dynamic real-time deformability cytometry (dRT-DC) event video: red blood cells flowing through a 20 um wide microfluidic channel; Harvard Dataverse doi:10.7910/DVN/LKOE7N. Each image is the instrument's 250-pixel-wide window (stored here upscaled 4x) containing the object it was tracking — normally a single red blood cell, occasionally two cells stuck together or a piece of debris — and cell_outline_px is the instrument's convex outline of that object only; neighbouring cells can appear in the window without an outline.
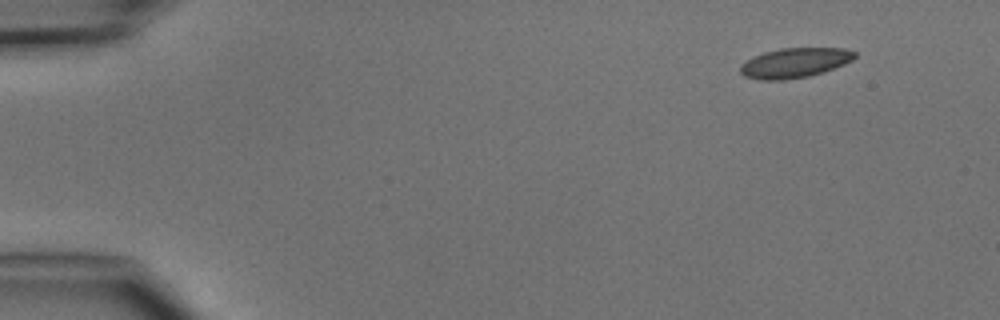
{"species": "common noctule bat (a hibernating species)", "species_latin": "Nyctalus noctula", "temperature_condition": "cold", "stored_images_in_passage": 4, "camera_frame_rate_fps": 3000, "um_per_image_px": 0.085, "animal": {"sex": "male", "body_mass_g": 15.6}, "frame": {"image": 1, "passage_image": 4, "time_ms": 3.667, "image_size_px": [1000, 320], "cell_outline_px": [[856, 56], [852, 60], [844, 64], [824, 72], [808, 76], [784, 80], [760, 80], [744, 76], [740, 72], [740, 64], [752, 56], [764, 52], [780, 48], [844, 48], [856, 52]], "centroid_in_image_um": [67.53, 5.34], "position_along_channel_um": 17.5, "area_um2": 20.0}}